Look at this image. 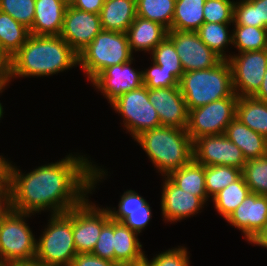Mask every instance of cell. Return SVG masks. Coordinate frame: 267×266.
<instances>
[{
    "mask_svg": "<svg viewBox=\"0 0 267 266\" xmlns=\"http://www.w3.org/2000/svg\"><path fill=\"white\" fill-rule=\"evenodd\" d=\"M0 60H9L4 54L3 52L0 50Z\"/></svg>",
    "mask_w": 267,
    "mask_h": 266,
    "instance_id": "obj_53",
    "label": "cell"
},
{
    "mask_svg": "<svg viewBox=\"0 0 267 266\" xmlns=\"http://www.w3.org/2000/svg\"><path fill=\"white\" fill-rule=\"evenodd\" d=\"M179 87L187 110L223 98H238L233 89L232 70L228 60H221L212 68L184 72Z\"/></svg>",
    "mask_w": 267,
    "mask_h": 266,
    "instance_id": "obj_4",
    "label": "cell"
},
{
    "mask_svg": "<svg viewBox=\"0 0 267 266\" xmlns=\"http://www.w3.org/2000/svg\"><path fill=\"white\" fill-rule=\"evenodd\" d=\"M50 216L47 228L36 241L35 260L48 266H70L77 255L72 232V209Z\"/></svg>",
    "mask_w": 267,
    "mask_h": 266,
    "instance_id": "obj_6",
    "label": "cell"
},
{
    "mask_svg": "<svg viewBox=\"0 0 267 266\" xmlns=\"http://www.w3.org/2000/svg\"><path fill=\"white\" fill-rule=\"evenodd\" d=\"M142 74L143 84L148 89L179 86V80L171 72L165 71L155 62H153L152 67L142 71Z\"/></svg>",
    "mask_w": 267,
    "mask_h": 266,
    "instance_id": "obj_39",
    "label": "cell"
},
{
    "mask_svg": "<svg viewBox=\"0 0 267 266\" xmlns=\"http://www.w3.org/2000/svg\"><path fill=\"white\" fill-rule=\"evenodd\" d=\"M193 159L204 166L226 165L243 170V152L225 134L201 136L193 141Z\"/></svg>",
    "mask_w": 267,
    "mask_h": 266,
    "instance_id": "obj_12",
    "label": "cell"
},
{
    "mask_svg": "<svg viewBox=\"0 0 267 266\" xmlns=\"http://www.w3.org/2000/svg\"><path fill=\"white\" fill-rule=\"evenodd\" d=\"M236 55H231L228 59L234 92L238 97H253L260 89L265 75L267 49L240 52Z\"/></svg>",
    "mask_w": 267,
    "mask_h": 266,
    "instance_id": "obj_11",
    "label": "cell"
},
{
    "mask_svg": "<svg viewBox=\"0 0 267 266\" xmlns=\"http://www.w3.org/2000/svg\"><path fill=\"white\" fill-rule=\"evenodd\" d=\"M134 140L162 176H168L193 159V141L186 129L159 126L144 131Z\"/></svg>",
    "mask_w": 267,
    "mask_h": 266,
    "instance_id": "obj_3",
    "label": "cell"
},
{
    "mask_svg": "<svg viewBox=\"0 0 267 266\" xmlns=\"http://www.w3.org/2000/svg\"><path fill=\"white\" fill-rule=\"evenodd\" d=\"M130 49L149 52L167 36L168 30L159 23L136 16L127 30Z\"/></svg>",
    "mask_w": 267,
    "mask_h": 266,
    "instance_id": "obj_22",
    "label": "cell"
},
{
    "mask_svg": "<svg viewBox=\"0 0 267 266\" xmlns=\"http://www.w3.org/2000/svg\"><path fill=\"white\" fill-rule=\"evenodd\" d=\"M167 37L173 42L184 72L212 68L222 60L196 31L169 30Z\"/></svg>",
    "mask_w": 267,
    "mask_h": 266,
    "instance_id": "obj_13",
    "label": "cell"
},
{
    "mask_svg": "<svg viewBox=\"0 0 267 266\" xmlns=\"http://www.w3.org/2000/svg\"><path fill=\"white\" fill-rule=\"evenodd\" d=\"M176 186L192 195L199 196L205 203L208 195L205 187V166L194 159L167 176Z\"/></svg>",
    "mask_w": 267,
    "mask_h": 266,
    "instance_id": "obj_25",
    "label": "cell"
},
{
    "mask_svg": "<svg viewBox=\"0 0 267 266\" xmlns=\"http://www.w3.org/2000/svg\"><path fill=\"white\" fill-rule=\"evenodd\" d=\"M6 164L7 160L0 155V187L6 182Z\"/></svg>",
    "mask_w": 267,
    "mask_h": 266,
    "instance_id": "obj_48",
    "label": "cell"
},
{
    "mask_svg": "<svg viewBox=\"0 0 267 266\" xmlns=\"http://www.w3.org/2000/svg\"><path fill=\"white\" fill-rule=\"evenodd\" d=\"M187 248L179 247L156 254L150 261L151 266H190Z\"/></svg>",
    "mask_w": 267,
    "mask_h": 266,
    "instance_id": "obj_41",
    "label": "cell"
},
{
    "mask_svg": "<svg viewBox=\"0 0 267 266\" xmlns=\"http://www.w3.org/2000/svg\"><path fill=\"white\" fill-rule=\"evenodd\" d=\"M231 23H206L204 22L196 31L199 38L222 60L231 57L224 53L228 45L232 44V34H229L228 26Z\"/></svg>",
    "mask_w": 267,
    "mask_h": 266,
    "instance_id": "obj_31",
    "label": "cell"
},
{
    "mask_svg": "<svg viewBox=\"0 0 267 266\" xmlns=\"http://www.w3.org/2000/svg\"><path fill=\"white\" fill-rule=\"evenodd\" d=\"M132 56L127 33L102 30L78 54V65L91 82L107 67L129 62Z\"/></svg>",
    "mask_w": 267,
    "mask_h": 266,
    "instance_id": "obj_5",
    "label": "cell"
},
{
    "mask_svg": "<svg viewBox=\"0 0 267 266\" xmlns=\"http://www.w3.org/2000/svg\"><path fill=\"white\" fill-rule=\"evenodd\" d=\"M9 82V60H0V89H4Z\"/></svg>",
    "mask_w": 267,
    "mask_h": 266,
    "instance_id": "obj_45",
    "label": "cell"
},
{
    "mask_svg": "<svg viewBox=\"0 0 267 266\" xmlns=\"http://www.w3.org/2000/svg\"><path fill=\"white\" fill-rule=\"evenodd\" d=\"M0 266H8V265L0 261Z\"/></svg>",
    "mask_w": 267,
    "mask_h": 266,
    "instance_id": "obj_54",
    "label": "cell"
},
{
    "mask_svg": "<svg viewBox=\"0 0 267 266\" xmlns=\"http://www.w3.org/2000/svg\"><path fill=\"white\" fill-rule=\"evenodd\" d=\"M83 155L72 153L59 162L39 166L29 173L20 172L7 159L6 182L10 193V208L27 214L49 210L51 214L65 213L78 206L105 170Z\"/></svg>",
    "mask_w": 267,
    "mask_h": 266,
    "instance_id": "obj_1",
    "label": "cell"
},
{
    "mask_svg": "<svg viewBox=\"0 0 267 266\" xmlns=\"http://www.w3.org/2000/svg\"><path fill=\"white\" fill-rule=\"evenodd\" d=\"M251 244L266 247L267 249V226L254 238Z\"/></svg>",
    "mask_w": 267,
    "mask_h": 266,
    "instance_id": "obj_47",
    "label": "cell"
},
{
    "mask_svg": "<svg viewBox=\"0 0 267 266\" xmlns=\"http://www.w3.org/2000/svg\"><path fill=\"white\" fill-rule=\"evenodd\" d=\"M87 198L72 208V232L77 253H92L102 228L110 220L106 208L101 209Z\"/></svg>",
    "mask_w": 267,
    "mask_h": 266,
    "instance_id": "obj_10",
    "label": "cell"
},
{
    "mask_svg": "<svg viewBox=\"0 0 267 266\" xmlns=\"http://www.w3.org/2000/svg\"><path fill=\"white\" fill-rule=\"evenodd\" d=\"M102 31L100 14L68 6L60 37L79 54Z\"/></svg>",
    "mask_w": 267,
    "mask_h": 266,
    "instance_id": "obj_14",
    "label": "cell"
},
{
    "mask_svg": "<svg viewBox=\"0 0 267 266\" xmlns=\"http://www.w3.org/2000/svg\"><path fill=\"white\" fill-rule=\"evenodd\" d=\"M233 24L267 28V0L235 2Z\"/></svg>",
    "mask_w": 267,
    "mask_h": 266,
    "instance_id": "obj_30",
    "label": "cell"
},
{
    "mask_svg": "<svg viewBox=\"0 0 267 266\" xmlns=\"http://www.w3.org/2000/svg\"><path fill=\"white\" fill-rule=\"evenodd\" d=\"M242 175L250 192L267 196V155L248 160Z\"/></svg>",
    "mask_w": 267,
    "mask_h": 266,
    "instance_id": "obj_36",
    "label": "cell"
},
{
    "mask_svg": "<svg viewBox=\"0 0 267 266\" xmlns=\"http://www.w3.org/2000/svg\"><path fill=\"white\" fill-rule=\"evenodd\" d=\"M10 209V193L7 182L0 187V220Z\"/></svg>",
    "mask_w": 267,
    "mask_h": 266,
    "instance_id": "obj_44",
    "label": "cell"
},
{
    "mask_svg": "<svg viewBox=\"0 0 267 266\" xmlns=\"http://www.w3.org/2000/svg\"><path fill=\"white\" fill-rule=\"evenodd\" d=\"M106 209L112 220L122 222L137 234L145 229L152 217L149 203L134 190L123 193L117 211L116 208Z\"/></svg>",
    "mask_w": 267,
    "mask_h": 266,
    "instance_id": "obj_19",
    "label": "cell"
},
{
    "mask_svg": "<svg viewBox=\"0 0 267 266\" xmlns=\"http://www.w3.org/2000/svg\"><path fill=\"white\" fill-rule=\"evenodd\" d=\"M132 62L133 59L126 63L107 67L91 81L94 87L107 98L108 103L120 95L144 85L142 71L131 68Z\"/></svg>",
    "mask_w": 267,
    "mask_h": 266,
    "instance_id": "obj_15",
    "label": "cell"
},
{
    "mask_svg": "<svg viewBox=\"0 0 267 266\" xmlns=\"http://www.w3.org/2000/svg\"><path fill=\"white\" fill-rule=\"evenodd\" d=\"M149 53L153 62L165 71L171 72L180 81L184 69L173 42L167 36Z\"/></svg>",
    "mask_w": 267,
    "mask_h": 266,
    "instance_id": "obj_35",
    "label": "cell"
},
{
    "mask_svg": "<svg viewBox=\"0 0 267 266\" xmlns=\"http://www.w3.org/2000/svg\"><path fill=\"white\" fill-rule=\"evenodd\" d=\"M0 11L30 30L34 20L35 0H0Z\"/></svg>",
    "mask_w": 267,
    "mask_h": 266,
    "instance_id": "obj_37",
    "label": "cell"
},
{
    "mask_svg": "<svg viewBox=\"0 0 267 266\" xmlns=\"http://www.w3.org/2000/svg\"><path fill=\"white\" fill-rule=\"evenodd\" d=\"M67 6H72L76 0H62Z\"/></svg>",
    "mask_w": 267,
    "mask_h": 266,
    "instance_id": "obj_51",
    "label": "cell"
},
{
    "mask_svg": "<svg viewBox=\"0 0 267 266\" xmlns=\"http://www.w3.org/2000/svg\"><path fill=\"white\" fill-rule=\"evenodd\" d=\"M29 29L0 11V50L10 59L26 42Z\"/></svg>",
    "mask_w": 267,
    "mask_h": 266,
    "instance_id": "obj_28",
    "label": "cell"
},
{
    "mask_svg": "<svg viewBox=\"0 0 267 266\" xmlns=\"http://www.w3.org/2000/svg\"><path fill=\"white\" fill-rule=\"evenodd\" d=\"M3 90H5V89H0V93H2ZM2 116H3V105L0 103V120H1Z\"/></svg>",
    "mask_w": 267,
    "mask_h": 266,
    "instance_id": "obj_52",
    "label": "cell"
},
{
    "mask_svg": "<svg viewBox=\"0 0 267 266\" xmlns=\"http://www.w3.org/2000/svg\"><path fill=\"white\" fill-rule=\"evenodd\" d=\"M105 0H76L72 7L95 14H100Z\"/></svg>",
    "mask_w": 267,
    "mask_h": 266,
    "instance_id": "obj_43",
    "label": "cell"
},
{
    "mask_svg": "<svg viewBox=\"0 0 267 266\" xmlns=\"http://www.w3.org/2000/svg\"><path fill=\"white\" fill-rule=\"evenodd\" d=\"M226 221L241 230L251 243L267 226V196L250 192Z\"/></svg>",
    "mask_w": 267,
    "mask_h": 266,
    "instance_id": "obj_16",
    "label": "cell"
},
{
    "mask_svg": "<svg viewBox=\"0 0 267 266\" xmlns=\"http://www.w3.org/2000/svg\"><path fill=\"white\" fill-rule=\"evenodd\" d=\"M8 266H48V265H45L44 263L38 262L36 260H32V261H24V262H15Z\"/></svg>",
    "mask_w": 267,
    "mask_h": 266,
    "instance_id": "obj_49",
    "label": "cell"
},
{
    "mask_svg": "<svg viewBox=\"0 0 267 266\" xmlns=\"http://www.w3.org/2000/svg\"><path fill=\"white\" fill-rule=\"evenodd\" d=\"M242 175V170L233 166H205V187L207 195L213 198L222 189L236 181Z\"/></svg>",
    "mask_w": 267,
    "mask_h": 266,
    "instance_id": "obj_34",
    "label": "cell"
},
{
    "mask_svg": "<svg viewBox=\"0 0 267 266\" xmlns=\"http://www.w3.org/2000/svg\"><path fill=\"white\" fill-rule=\"evenodd\" d=\"M206 0H176L170 30L197 31L204 23L203 7Z\"/></svg>",
    "mask_w": 267,
    "mask_h": 266,
    "instance_id": "obj_27",
    "label": "cell"
},
{
    "mask_svg": "<svg viewBox=\"0 0 267 266\" xmlns=\"http://www.w3.org/2000/svg\"><path fill=\"white\" fill-rule=\"evenodd\" d=\"M234 1L206 0L203 7L204 22L233 23Z\"/></svg>",
    "mask_w": 267,
    "mask_h": 266,
    "instance_id": "obj_38",
    "label": "cell"
},
{
    "mask_svg": "<svg viewBox=\"0 0 267 266\" xmlns=\"http://www.w3.org/2000/svg\"><path fill=\"white\" fill-rule=\"evenodd\" d=\"M175 4L176 0H136L137 16L159 23L169 31Z\"/></svg>",
    "mask_w": 267,
    "mask_h": 266,
    "instance_id": "obj_32",
    "label": "cell"
},
{
    "mask_svg": "<svg viewBox=\"0 0 267 266\" xmlns=\"http://www.w3.org/2000/svg\"><path fill=\"white\" fill-rule=\"evenodd\" d=\"M225 135L243 152L246 161L267 155V138L236 117L227 126Z\"/></svg>",
    "mask_w": 267,
    "mask_h": 266,
    "instance_id": "obj_21",
    "label": "cell"
},
{
    "mask_svg": "<svg viewBox=\"0 0 267 266\" xmlns=\"http://www.w3.org/2000/svg\"><path fill=\"white\" fill-rule=\"evenodd\" d=\"M123 266H151L150 263L144 258L143 260L136 262V263H130L125 264Z\"/></svg>",
    "mask_w": 267,
    "mask_h": 266,
    "instance_id": "obj_50",
    "label": "cell"
},
{
    "mask_svg": "<svg viewBox=\"0 0 267 266\" xmlns=\"http://www.w3.org/2000/svg\"><path fill=\"white\" fill-rule=\"evenodd\" d=\"M136 16V0H105L100 12L102 30L126 33Z\"/></svg>",
    "mask_w": 267,
    "mask_h": 266,
    "instance_id": "obj_23",
    "label": "cell"
},
{
    "mask_svg": "<svg viewBox=\"0 0 267 266\" xmlns=\"http://www.w3.org/2000/svg\"><path fill=\"white\" fill-rule=\"evenodd\" d=\"M236 118L267 138V102L254 97H238Z\"/></svg>",
    "mask_w": 267,
    "mask_h": 266,
    "instance_id": "obj_26",
    "label": "cell"
},
{
    "mask_svg": "<svg viewBox=\"0 0 267 266\" xmlns=\"http://www.w3.org/2000/svg\"><path fill=\"white\" fill-rule=\"evenodd\" d=\"M145 258L138 234L122 222L114 221V262L119 266Z\"/></svg>",
    "mask_w": 267,
    "mask_h": 266,
    "instance_id": "obj_24",
    "label": "cell"
},
{
    "mask_svg": "<svg viewBox=\"0 0 267 266\" xmlns=\"http://www.w3.org/2000/svg\"><path fill=\"white\" fill-rule=\"evenodd\" d=\"M78 65V54L60 36L29 35L9 59V81L15 77L58 74Z\"/></svg>",
    "mask_w": 267,
    "mask_h": 266,
    "instance_id": "obj_2",
    "label": "cell"
},
{
    "mask_svg": "<svg viewBox=\"0 0 267 266\" xmlns=\"http://www.w3.org/2000/svg\"><path fill=\"white\" fill-rule=\"evenodd\" d=\"M238 98H223L188 110L186 131L192 141L206 135L225 134L227 126L236 117Z\"/></svg>",
    "mask_w": 267,
    "mask_h": 266,
    "instance_id": "obj_9",
    "label": "cell"
},
{
    "mask_svg": "<svg viewBox=\"0 0 267 266\" xmlns=\"http://www.w3.org/2000/svg\"><path fill=\"white\" fill-rule=\"evenodd\" d=\"M161 195V210L165 221L177 222L198 213L205 202L182 190L165 176Z\"/></svg>",
    "mask_w": 267,
    "mask_h": 266,
    "instance_id": "obj_18",
    "label": "cell"
},
{
    "mask_svg": "<svg viewBox=\"0 0 267 266\" xmlns=\"http://www.w3.org/2000/svg\"><path fill=\"white\" fill-rule=\"evenodd\" d=\"M254 98L267 102V68L265 71V75L258 92L253 96Z\"/></svg>",
    "mask_w": 267,
    "mask_h": 266,
    "instance_id": "obj_46",
    "label": "cell"
},
{
    "mask_svg": "<svg viewBox=\"0 0 267 266\" xmlns=\"http://www.w3.org/2000/svg\"><path fill=\"white\" fill-rule=\"evenodd\" d=\"M67 7L62 0H35L30 34L60 36Z\"/></svg>",
    "mask_w": 267,
    "mask_h": 266,
    "instance_id": "obj_20",
    "label": "cell"
},
{
    "mask_svg": "<svg viewBox=\"0 0 267 266\" xmlns=\"http://www.w3.org/2000/svg\"><path fill=\"white\" fill-rule=\"evenodd\" d=\"M29 215L10 208L0 220L1 262L10 265L35 260L37 240L24 219Z\"/></svg>",
    "mask_w": 267,
    "mask_h": 266,
    "instance_id": "obj_7",
    "label": "cell"
},
{
    "mask_svg": "<svg viewBox=\"0 0 267 266\" xmlns=\"http://www.w3.org/2000/svg\"><path fill=\"white\" fill-rule=\"evenodd\" d=\"M110 104L122 115L125 129L133 139L144 131L161 126L157 111L149 101L148 88L145 85L120 95Z\"/></svg>",
    "mask_w": 267,
    "mask_h": 266,
    "instance_id": "obj_8",
    "label": "cell"
},
{
    "mask_svg": "<svg viewBox=\"0 0 267 266\" xmlns=\"http://www.w3.org/2000/svg\"><path fill=\"white\" fill-rule=\"evenodd\" d=\"M148 96L161 126L186 129L188 110L179 86L148 89Z\"/></svg>",
    "mask_w": 267,
    "mask_h": 266,
    "instance_id": "obj_17",
    "label": "cell"
},
{
    "mask_svg": "<svg viewBox=\"0 0 267 266\" xmlns=\"http://www.w3.org/2000/svg\"><path fill=\"white\" fill-rule=\"evenodd\" d=\"M232 45L239 53L267 49V28L235 25Z\"/></svg>",
    "mask_w": 267,
    "mask_h": 266,
    "instance_id": "obj_33",
    "label": "cell"
},
{
    "mask_svg": "<svg viewBox=\"0 0 267 266\" xmlns=\"http://www.w3.org/2000/svg\"><path fill=\"white\" fill-rule=\"evenodd\" d=\"M250 193L243 175L212 198L218 213L226 220Z\"/></svg>",
    "mask_w": 267,
    "mask_h": 266,
    "instance_id": "obj_29",
    "label": "cell"
},
{
    "mask_svg": "<svg viewBox=\"0 0 267 266\" xmlns=\"http://www.w3.org/2000/svg\"><path fill=\"white\" fill-rule=\"evenodd\" d=\"M70 266H119L116 262L97 257L92 253H77Z\"/></svg>",
    "mask_w": 267,
    "mask_h": 266,
    "instance_id": "obj_42",
    "label": "cell"
},
{
    "mask_svg": "<svg viewBox=\"0 0 267 266\" xmlns=\"http://www.w3.org/2000/svg\"><path fill=\"white\" fill-rule=\"evenodd\" d=\"M92 254L99 258L114 262V220L111 218L102 228Z\"/></svg>",
    "mask_w": 267,
    "mask_h": 266,
    "instance_id": "obj_40",
    "label": "cell"
}]
</instances>
